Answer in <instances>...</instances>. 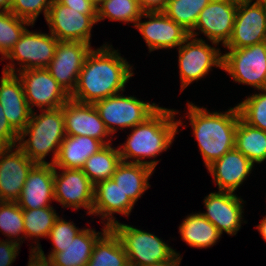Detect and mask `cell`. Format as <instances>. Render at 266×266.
<instances>
[{
    "instance_id": "cell-8",
    "label": "cell",
    "mask_w": 266,
    "mask_h": 266,
    "mask_svg": "<svg viewBox=\"0 0 266 266\" xmlns=\"http://www.w3.org/2000/svg\"><path fill=\"white\" fill-rule=\"evenodd\" d=\"M58 39L53 34L25 30L19 41L4 59L11 60L3 72L16 74L21 70L46 68L55 55ZM14 60L19 61L20 69L15 71ZM24 63V64H23Z\"/></svg>"
},
{
    "instance_id": "cell-15",
    "label": "cell",
    "mask_w": 266,
    "mask_h": 266,
    "mask_svg": "<svg viewBox=\"0 0 266 266\" xmlns=\"http://www.w3.org/2000/svg\"><path fill=\"white\" fill-rule=\"evenodd\" d=\"M54 168V198L64 207L74 210L80 207L91 215L94 203V184L82 169Z\"/></svg>"
},
{
    "instance_id": "cell-45",
    "label": "cell",
    "mask_w": 266,
    "mask_h": 266,
    "mask_svg": "<svg viewBox=\"0 0 266 266\" xmlns=\"http://www.w3.org/2000/svg\"><path fill=\"white\" fill-rule=\"evenodd\" d=\"M256 227H257V230L262 235V238L264 239V241H266V216L263 219H261L260 224Z\"/></svg>"
},
{
    "instance_id": "cell-7",
    "label": "cell",
    "mask_w": 266,
    "mask_h": 266,
    "mask_svg": "<svg viewBox=\"0 0 266 266\" xmlns=\"http://www.w3.org/2000/svg\"><path fill=\"white\" fill-rule=\"evenodd\" d=\"M222 69L235 82L266 89V41L223 54Z\"/></svg>"
},
{
    "instance_id": "cell-27",
    "label": "cell",
    "mask_w": 266,
    "mask_h": 266,
    "mask_svg": "<svg viewBox=\"0 0 266 266\" xmlns=\"http://www.w3.org/2000/svg\"><path fill=\"white\" fill-rule=\"evenodd\" d=\"M179 233L187 245L193 248H208L221 237L218 229L201 212L190 214L179 226Z\"/></svg>"
},
{
    "instance_id": "cell-16",
    "label": "cell",
    "mask_w": 266,
    "mask_h": 266,
    "mask_svg": "<svg viewBox=\"0 0 266 266\" xmlns=\"http://www.w3.org/2000/svg\"><path fill=\"white\" fill-rule=\"evenodd\" d=\"M141 17H148L149 20L141 22L140 18L134 27L140 31L149 52L179 47L189 37V32L163 11H144Z\"/></svg>"
},
{
    "instance_id": "cell-37",
    "label": "cell",
    "mask_w": 266,
    "mask_h": 266,
    "mask_svg": "<svg viewBox=\"0 0 266 266\" xmlns=\"http://www.w3.org/2000/svg\"><path fill=\"white\" fill-rule=\"evenodd\" d=\"M54 0H13L10 12L34 25L40 13L47 18L49 8Z\"/></svg>"
},
{
    "instance_id": "cell-26",
    "label": "cell",
    "mask_w": 266,
    "mask_h": 266,
    "mask_svg": "<svg viewBox=\"0 0 266 266\" xmlns=\"http://www.w3.org/2000/svg\"><path fill=\"white\" fill-rule=\"evenodd\" d=\"M153 171L151 167L144 164L121 161L112 179L119 186L124 195H127L135 204L139 197L150 187L148 179Z\"/></svg>"
},
{
    "instance_id": "cell-24",
    "label": "cell",
    "mask_w": 266,
    "mask_h": 266,
    "mask_svg": "<svg viewBox=\"0 0 266 266\" xmlns=\"http://www.w3.org/2000/svg\"><path fill=\"white\" fill-rule=\"evenodd\" d=\"M134 207V203L127 195H124L115 181L110 178L98 182L94 185V203L91 215H100L105 225L111 228L117 220L113 213H120L129 216Z\"/></svg>"
},
{
    "instance_id": "cell-4",
    "label": "cell",
    "mask_w": 266,
    "mask_h": 266,
    "mask_svg": "<svg viewBox=\"0 0 266 266\" xmlns=\"http://www.w3.org/2000/svg\"><path fill=\"white\" fill-rule=\"evenodd\" d=\"M40 111L38 115L32 111L28 124L19 134L17 146L36 164H49L45 157L52 152L50 164H54L66 137L63 106ZM26 136L29 138L24 140Z\"/></svg>"
},
{
    "instance_id": "cell-32",
    "label": "cell",
    "mask_w": 266,
    "mask_h": 266,
    "mask_svg": "<svg viewBox=\"0 0 266 266\" xmlns=\"http://www.w3.org/2000/svg\"><path fill=\"white\" fill-rule=\"evenodd\" d=\"M212 0H167L163 12L185 30L190 32L202 9Z\"/></svg>"
},
{
    "instance_id": "cell-2",
    "label": "cell",
    "mask_w": 266,
    "mask_h": 266,
    "mask_svg": "<svg viewBox=\"0 0 266 266\" xmlns=\"http://www.w3.org/2000/svg\"><path fill=\"white\" fill-rule=\"evenodd\" d=\"M177 113L173 109L160 107L145 122L134 126L126 143L118 146L121 160L126 163L144 164L154 170L158 163L154 160L155 157L170 147L178 133V126L183 124L181 120L174 118ZM131 158L133 160H127ZM145 158L154 159L145 161Z\"/></svg>"
},
{
    "instance_id": "cell-12",
    "label": "cell",
    "mask_w": 266,
    "mask_h": 266,
    "mask_svg": "<svg viewBox=\"0 0 266 266\" xmlns=\"http://www.w3.org/2000/svg\"><path fill=\"white\" fill-rule=\"evenodd\" d=\"M50 33L58 41L90 43L91 29L98 23L97 15H84L82 10L71 9L54 0L46 18Z\"/></svg>"
},
{
    "instance_id": "cell-40",
    "label": "cell",
    "mask_w": 266,
    "mask_h": 266,
    "mask_svg": "<svg viewBox=\"0 0 266 266\" xmlns=\"http://www.w3.org/2000/svg\"><path fill=\"white\" fill-rule=\"evenodd\" d=\"M20 245L10 240H0V266H10L16 259Z\"/></svg>"
},
{
    "instance_id": "cell-20",
    "label": "cell",
    "mask_w": 266,
    "mask_h": 266,
    "mask_svg": "<svg viewBox=\"0 0 266 266\" xmlns=\"http://www.w3.org/2000/svg\"><path fill=\"white\" fill-rule=\"evenodd\" d=\"M0 104L11 127L20 134L28 124L32 111L26 102L24 87L17 73L2 71Z\"/></svg>"
},
{
    "instance_id": "cell-13",
    "label": "cell",
    "mask_w": 266,
    "mask_h": 266,
    "mask_svg": "<svg viewBox=\"0 0 266 266\" xmlns=\"http://www.w3.org/2000/svg\"><path fill=\"white\" fill-rule=\"evenodd\" d=\"M266 41V9L256 0L238 1L232 36L227 49L249 47Z\"/></svg>"
},
{
    "instance_id": "cell-6",
    "label": "cell",
    "mask_w": 266,
    "mask_h": 266,
    "mask_svg": "<svg viewBox=\"0 0 266 266\" xmlns=\"http://www.w3.org/2000/svg\"><path fill=\"white\" fill-rule=\"evenodd\" d=\"M111 228L119 236L132 266H146L169 260L177 253L161 238L147 231L118 221Z\"/></svg>"
},
{
    "instance_id": "cell-14",
    "label": "cell",
    "mask_w": 266,
    "mask_h": 266,
    "mask_svg": "<svg viewBox=\"0 0 266 266\" xmlns=\"http://www.w3.org/2000/svg\"><path fill=\"white\" fill-rule=\"evenodd\" d=\"M91 50L88 43L58 41L55 55L46 69L69 95L76 88L79 73Z\"/></svg>"
},
{
    "instance_id": "cell-34",
    "label": "cell",
    "mask_w": 266,
    "mask_h": 266,
    "mask_svg": "<svg viewBox=\"0 0 266 266\" xmlns=\"http://www.w3.org/2000/svg\"><path fill=\"white\" fill-rule=\"evenodd\" d=\"M32 24L10 11H0V54L1 61L9 54L21 35Z\"/></svg>"
},
{
    "instance_id": "cell-25",
    "label": "cell",
    "mask_w": 266,
    "mask_h": 266,
    "mask_svg": "<svg viewBox=\"0 0 266 266\" xmlns=\"http://www.w3.org/2000/svg\"><path fill=\"white\" fill-rule=\"evenodd\" d=\"M105 145L88 136H68L63 139L54 168L82 169L86 160Z\"/></svg>"
},
{
    "instance_id": "cell-35",
    "label": "cell",
    "mask_w": 266,
    "mask_h": 266,
    "mask_svg": "<svg viewBox=\"0 0 266 266\" xmlns=\"http://www.w3.org/2000/svg\"><path fill=\"white\" fill-rule=\"evenodd\" d=\"M23 224V209L17 202L0 201V232L3 231L10 241L20 245L21 242L23 243L22 237H25ZM21 233L24 236L20 237Z\"/></svg>"
},
{
    "instance_id": "cell-10",
    "label": "cell",
    "mask_w": 266,
    "mask_h": 266,
    "mask_svg": "<svg viewBox=\"0 0 266 266\" xmlns=\"http://www.w3.org/2000/svg\"><path fill=\"white\" fill-rule=\"evenodd\" d=\"M18 72L24 87L26 102L31 111L34 106L41 110L60 108L70 99V95L46 68Z\"/></svg>"
},
{
    "instance_id": "cell-22",
    "label": "cell",
    "mask_w": 266,
    "mask_h": 266,
    "mask_svg": "<svg viewBox=\"0 0 266 266\" xmlns=\"http://www.w3.org/2000/svg\"><path fill=\"white\" fill-rule=\"evenodd\" d=\"M254 164L235 148L207 167L219 191L235 192L251 173Z\"/></svg>"
},
{
    "instance_id": "cell-19",
    "label": "cell",
    "mask_w": 266,
    "mask_h": 266,
    "mask_svg": "<svg viewBox=\"0 0 266 266\" xmlns=\"http://www.w3.org/2000/svg\"><path fill=\"white\" fill-rule=\"evenodd\" d=\"M244 200L233 192H212L204 199L206 212L201 213L208 219L222 235L223 231L228 235H236L243 221Z\"/></svg>"
},
{
    "instance_id": "cell-43",
    "label": "cell",
    "mask_w": 266,
    "mask_h": 266,
    "mask_svg": "<svg viewBox=\"0 0 266 266\" xmlns=\"http://www.w3.org/2000/svg\"><path fill=\"white\" fill-rule=\"evenodd\" d=\"M28 266H52L48 258L42 257L36 251L30 252Z\"/></svg>"
},
{
    "instance_id": "cell-28",
    "label": "cell",
    "mask_w": 266,
    "mask_h": 266,
    "mask_svg": "<svg viewBox=\"0 0 266 266\" xmlns=\"http://www.w3.org/2000/svg\"><path fill=\"white\" fill-rule=\"evenodd\" d=\"M128 263L119 236L108 228L94 244L87 266H126Z\"/></svg>"
},
{
    "instance_id": "cell-5",
    "label": "cell",
    "mask_w": 266,
    "mask_h": 266,
    "mask_svg": "<svg viewBox=\"0 0 266 266\" xmlns=\"http://www.w3.org/2000/svg\"><path fill=\"white\" fill-rule=\"evenodd\" d=\"M94 106L111 135L118 131V128H133L145 122L160 108L155 103H146L134 96H124L120 93L98 100Z\"/></svg>"
},
{
    "instance_id": "cell-38",
    "label": "cell",
    "mask_w": 266,
    "mask_h": 266,
    "mask_svg": "<svg viewBox=\"0 0 266 266\" xmlns=\"http://www.w3.org/2000/svg\"><path fill=\"white\" fill-rule=\"evenodd\" d=\"M83 229H79L73 222H66L62 217H58L49 235L48 239H51L53 249L50 253L61 252V248L66 247L74 237Z\"/></svg>"
},
{
    "instance_id": "cell-41",
    "label": "cell",
    "mask_w": 266,
    "mask_h": 266,
    "mask_svg": "<svg viewBox=\"0 0 266 266\" xmlns=\"http://www.w3.org/2000/svg\"><path fill=\"white\" fill-rule=\"evenodd\" d=\"M59 3L73 8L75 10H82L84 15H97V7L89 0H57Z\"/></svg>"
},
{
    "instance_id": "cell-3",
    "label": "cell",
    "mask_w": 266,
    "mask_h": 266,
    "mask_svg": "<svg viewBox=\"0 0 266 266\" xmlns=\"http://www.w3.org/2000/svg\"><path fill=\"white\" fill-rule=\"evenodd\" d=\"M188 117L206 167L234 149L240 113L237 105L228 111L208 112L188 103Z\"/></svg>"
},
{
    "instance_id": "cell-21",
    "label": "cell",
    "mask_w": 266,
    "mask_h": 266,
    "mask_svg": "<svg viewBox=\"0 0 266 266\" xmlns=\"http://www.w3.org/2000/svg\"><path fill=\"white\" fill-rule=\"evenodd\" d=\"M54 198V165L36 164L28 174L20 198L16 201L22 209L50 207Z\"/></svg>"
},
{
    "instance_id": "cell-48",
    "label": "cell",
    "mask_w": 266,
    "mask_h": 266,
    "mask_svg": "<svg viewBox=\"0 0 266 266\" xmlns=\"http://www.w3.org/2000/svg\"><path fill=\"white\" fill-rule=\"evenodd\" d=\"M263 5H264V8L266 9V0H259Z\"/></svg>"
},
{
    "instance_id": "cell-39",
    "label": "cell",
    "mask_w": 266,
    "mask_h": 266,
    "mask_svg": "<svg viewBox=\"0 0 266 266\" xmlns=\"http://www.w3.org/2000/svg\"><path fill=\"white\" fill-rule=\"evenodd\" d=\"M19 134L11 127L0 104V146L12 147L18 144Z\"/></svg>"
},
{
    "instance_id": "cell-30",
    "label": "cell",
    "mask_w": 266,
    "mask_h": 266,
    "mask_svg": "<svg viewBox=\"0 0 266 266\" xmlns=\"http://www.w3.org/2000/svg\"><path fill=\"white\" fill-rule=\"evenodd\" d=\"M121 161L119 149L108 144L91 155L86 160L82 170L95 185L98 182L112 178Z\"/></svg>"
},
{
    "instance_id": "cell-9",
    "label": "cell",
    "mask_w": 266,
    "mask_h": 266,
    "mask_svg": "<svg viewBox=\"0 0 266 266\" xmlns=\"http://www.w3.org/2000/svg\"><path fill=\"white\" fill-rule=\"evenodd\" d=\"M192 39V40H191ZM181 91L210 72L213 66L222 69L223 55L201 38L189 36L178 47Z\"/></svg>"
},
{
    "instance_id": "cell-17",
    "label": "cell",
    "mask_w": 266,
    "mask_h": 266,
    "mask_svg": "<svg viewBox=\"0 0 266 266\" xmlns=\"http://www.w3.org/2000/svg\"><path fill=\"white\" fill-rule=\"evenodd\" d=\"M35 165L17 145L0 147V201L16 202L20 198L26 178Z\"/></svg>"
},
{
    "instance_id": "cell-29",
    "label": "cell",
    "mask_w": 266,
    "mask_h": 266,
    "mask_svg": "<svg viewBox=\"0 0 266 266\" xmlns=\"http://www.w3.org/2000/svg\"><path fill=\"white\" fill-rule=\"evenodd\" d=\"M234 148L240 151L253 164L266 160V132L252 127L239 119Z\"/></svg>"
},
{
    "instance_id": "cell-33",
    "label": "cell",
    "mask_w": 266,
    "mask_h": 266,
    "mask_svg": "<svg viewBox=\"0 0 266 266\" xmlns=\"http://www.w3.org/2000/svg\"><path fill=\"white\" fill-rule=\"evenodd\" d=\"M24 230L26 238H40L47 237L55 220L59 217L52 206L37 208V209H23Z\"/></svg>"
},
{
    "instance_id": "cell-31",
    "label": "cell",
    "mask_w": 266,
    "mask_h": 266,
    "mask_svg": "<svg viewBox=\"0 0 266 266\" xmlns=\"http://www.w3.org/2000/svg\"><path fill=\"white\" fill-rule=\"evenodd\" d=\"M143 12L138 0H103L97 6V22L109 18L135 25Z\"/></svg>"
},
{
    "instance_id": "cell-36",
    "label": "cell",
    "mask_w": 266,
    "mask_h": 266,
    "mask_svg": "<svg viewBox=\"0 0 266 266\" xmlns=\"http://www.w3.org/2000/svg\"><path fill=\"white\" fill-rule=\"evenodd\" d=\"M260 91L248 96L237 107L245 123L266 132V89Z\"/></svg>"
},
{
    "instance_id": "cell-44",
    "label": "cell",
    "mask_w": 266,
    "mask_h": 266,
    "mask_svg": "<svg viewBox=\"0 0 266 266\" xmlns=\"http://www.w3.org/2000/svg\"><path fill=\"white\" fill-rule=\"evenodd\" d=\"M179 253H176L171 259L152 263L146 266H180L182 258Z\"/></svg>"
},
{
    "instance_id": "cell-42",
    "label": "cell",
    "mask_w": 266,
    "mask_h": 266,
    "mask_svg": "<svg viewBox=\"0 0 266 266\" xmlns=\"http://www.w3.org/2000/svg\"><path fill=\"white\" fill-rule=\"evenodd\" d=\"M141 8L145 12L149 11H163L167 0H138Z\"/></svg>"
},
{
    "instance_id": "cell-11",
    "label": "cell",
    "mask_w": 266,
    "mask_h": 266,
    "mask_svg": "<svg viewBox=\"0 0 266 266\" xmlns=\"http://www.w3.org/2000/svg\"><path fill=\"white\" fill-rule=\"evenodd\" d=\"M237 6V0H212L200 12L189 36L196 38L199 35L196 31L199 30L212 42V45L217 46L222 42L225 47L233 33Z\"/></svg>"
},
{
    "instance_id": "cell-47",
    "label": "cell",
    "mask_w": 266,
    "mask_h": 266,
    "mask_svg": "<svg viewBox=\"0 0 266 266\" xmlns=\"http://www.w3.org/2000/svg\"><path fill=\"white\" fill-rule=\"evenodd\" d=\"M89 1L97 7L103 0H89Z\"/></svg>"
},
{
    "instance_id": "cell-23",
    "label": "cell",
    "mask_w": 266,
    "mask_h": 266,
    "mask_svg": "<svg viewBox=\"0 0 266 266\" xmlns=\"http://www.w3.org/2000/svg\"><path fill=\"white\" fill-rule=\"evenodd\" d=\"M108 228L104 225V228L101 229L103 232H96L94 228H83L73 241L61 248V252L49 253L48 257L45 256L40 243H37L36 247L30 251H36L42 257L48 258L52 266H87L94 244Z\"/></svg>"
},
{
    "instance_id": "cell-18",
    "label": "cell",
    "mask_w": 266,
    "mask_h": 266,
    "mask_svg": "<svg viewBox=\"0 0 266 266\" xmlns=\"http://www.w3.org/2000/svg\"><path fill=\"white\" fill-rule=\"evenodd\" d=\"M65 131L68 136H88L100 140L104 145L111 143V136L94 104L80 103L69 99L63 105ZM105 138V139H104Z\"/></svg>"
},
{
    "instance_id": "cell-46",
    "label": "cell",
    "mask_w": 266,
    "mask_h": 266,
    "mask_svg": "<svg viewBox=\"0 0 266 266\" xmlns=\"http://www.w3.org/2000/svg\"><path fill=\"white\" fill-rule=\"evenodd\" d=\"M13 0H0V11H10Z\"/></svg>"
},
{
    "instance_id": "cell-1",
    "label": "cell",
    "mask_w": 266,
    "mask_h": 266,
    "mask_svg": "<svg viewBox=\"0 0 266 266\" xmlns=\"http://www.w3.org/2000/svg\"><path fill=\"white\" fill-rule=\"evenodd\" d=\"M133 67L121 57L112 45L104 44L91 50L86 57L75 90L70 99L94 104L98 100L125 91V85L133 76Z\"/></svg>"
}]
</instances>
